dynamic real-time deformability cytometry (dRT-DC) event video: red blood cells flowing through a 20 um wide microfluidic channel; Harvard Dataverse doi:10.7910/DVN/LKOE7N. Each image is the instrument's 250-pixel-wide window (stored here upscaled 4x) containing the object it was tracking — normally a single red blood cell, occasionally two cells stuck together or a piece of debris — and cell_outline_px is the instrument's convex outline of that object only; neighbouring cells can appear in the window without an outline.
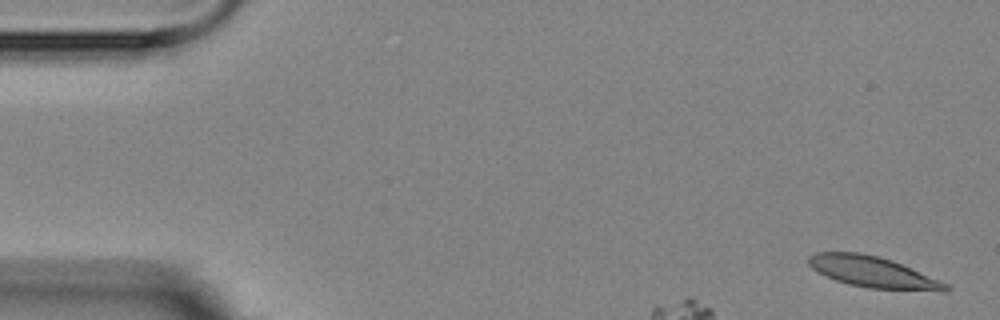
{"species": "Egyptian fruit bat (a non-hibernating species)", "species_latin": "Rousettus aegyptiacus", "temperature_condition": "room temperature", "stored_images_in_passage": 3, "camera_frame_rate_fps": 3000, "um_per_image_px": 0.085, "animal": {"sex": "female"}, "frame": {"image": 1, "passage_image": 1, "time_ms": 0.0, "image_size_px": [1000, 320], "cell_outline_px": [[952, 288], [948, 292], [944, 292], [868, 288], [848, 284], [836, 280], [812, 268], [808, 264], [808, 256], [816, 252], [860, 252], [892, 260], [948, 284]], "centroid_in_image_um": [74.23, 23.14], "position_along_channel_um": 10.8, "area_um2": 24.74}}